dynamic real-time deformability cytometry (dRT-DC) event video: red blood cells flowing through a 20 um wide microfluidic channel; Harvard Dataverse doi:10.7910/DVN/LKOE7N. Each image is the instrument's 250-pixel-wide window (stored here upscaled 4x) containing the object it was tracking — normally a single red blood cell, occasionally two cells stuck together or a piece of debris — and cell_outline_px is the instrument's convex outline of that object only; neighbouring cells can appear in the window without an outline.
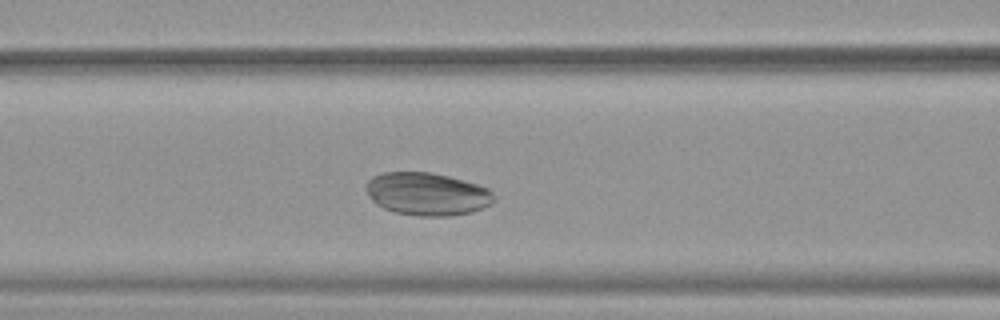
{"species": "common noctule bat (a hibernating species)", "species_latin": "Nyctalus noctula", "temperature_condition": "warm", "stored_images_in_passage": 44, "camera_frame_rate_fps": 3000, "um_per_image_px": 0.085, "animal": {"sex": "female", "body_mass_g": 19.9}, "frame": {"image": 1, "passage_image": 14, "time_ms": 4.333, "image_size_px": [1000, 320], "cell_outline_px": [[496, 200], [492, 204], [472, 212], [452, 216], [420, 216], [396, 212], [384, 208], [376, 204], [372, 200], [364, 188], [364, 184], [372, 176], [384, 172], [428, 172], [448, 176], [464, 180], [488, 188], [496, 196]], "centroid_in_image_um": [36.31, 16.49], "position_along_channel_um": 130.3, "area_um2": 32.14}}
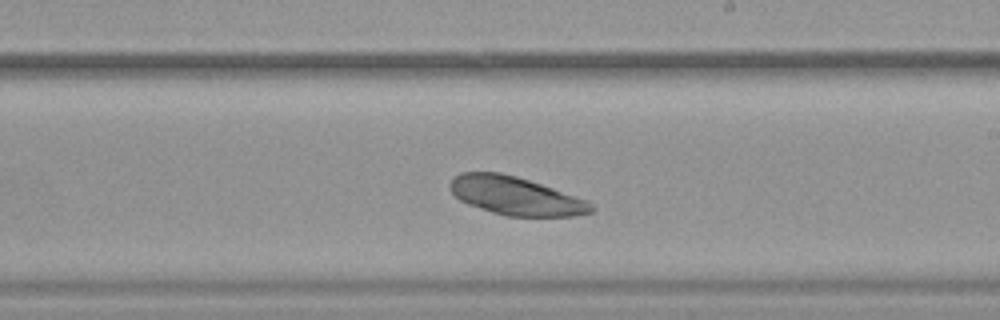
{"frame": {"image": 2, "passage_image": 23, "time_ms": 7.333, "image_size_px": [1000, 320], "cell_outline_px": [[596, 208], [592, 212], [572, 216], [504, 216], [468, 204], [460, 200], [448, 188], [448, 184], [460, 172], [500, 172], [516, 176], [588, 200]], "centroid_in_image_um": [43.82, 16.65], "position_along_channel_um": 245.2, "area_um2": 31.39}}
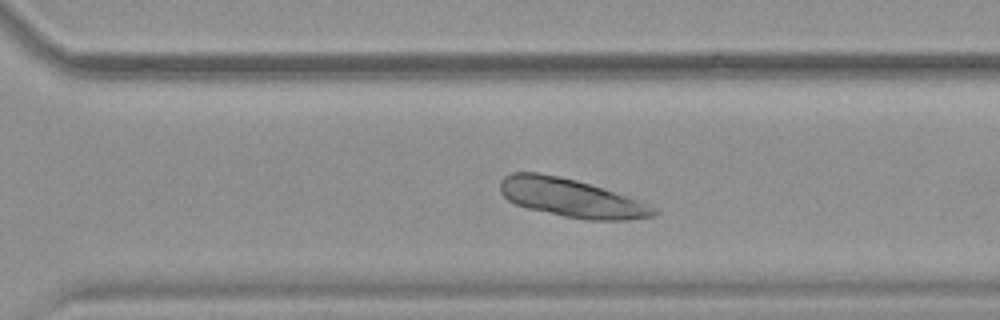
{"frame": {"image": 3, "passage_image": 29, "time_ms": 9.333, "image_size_px": [1000, 320], "cell_outline_px": [[656, 212], [652, 216], [628, 220], [588, 220], [564, 216], [528, 208], [516, 204], [508, 200], [500, 192], [500, 180], [504, 176], [512, 172], [536, 172], [560, 176], [576, 180], [636, 200], [656, 208]], "centroid_in_image_um": [48.47, 16.82], "position_along_channel_um": 322.1, "area_um2": 33.76}}